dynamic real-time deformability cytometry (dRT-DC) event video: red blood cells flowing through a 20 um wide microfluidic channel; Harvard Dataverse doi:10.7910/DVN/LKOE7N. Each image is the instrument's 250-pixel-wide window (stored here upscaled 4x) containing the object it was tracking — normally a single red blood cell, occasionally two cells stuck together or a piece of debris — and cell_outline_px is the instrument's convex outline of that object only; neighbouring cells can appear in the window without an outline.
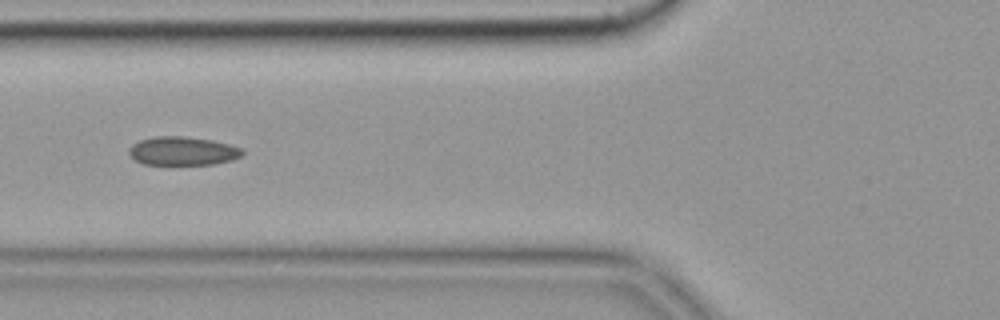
{"species": "common noctule bat (a hibernating species)", "species_latin": "Nyctalus noctula", "temperature_condition": "cold", "stored_images_in_passage": 7, "camera_frame_rate_fps": 3000, "um_per_image_px": 0.085, "animal": {"sex": "female", "body_mass_g": 19.9}, "frame": {"image": 1, "passage_image": 6, "time_ms": 1.667, "image_size_px": [1000, 320], "cell_outline_px": [[244, 152], [240, 156], [232, 160], [212, 164], [144, 164], [136, 160], [128, 152], [132, 144], [140, 140], [156, 136], [184, 136], [212, 140], [228, 144], [240, 148]], "centroid_in_image_um": [15.52, 12.83], "position_along_channel_um": 110.3, "area_um2": 18.67}}